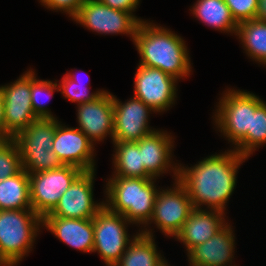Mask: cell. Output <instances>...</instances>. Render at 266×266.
<instances>
[{
	"instance_id": "e575fe53",
	"label": "cell",
	"mask_w": 266,
	"mask_h": 266,
	"mask_svg": "<svg viewBox=\"0 0 266 266\" xmlns=\"http://www.w3.org/2000/svg\"><path fill=\"white\" fill-rule=\"evenodd\" d=\"M0 266H12L0 253Z\"/></svg>"
},
{
	"instance_id": "5b68a950",
	"label": "cell",
	"mask_w": 266,
	"mask_h": 266,
	"mask_svg": "<svg viewBox=\"0 0 266 266\" xmlns=\"http://www.w3.org/2000/svg\"><path fill=\"white\" fill-rule=\"evenodd\" d=\"M40 224L32 209L0 210V253L12 266L30 252Z\"/></svg>"
},
{
	"instance_id": "f546056e",
	"label": "cell",
	"mask_w": 266,
	"mask_h": 266,
	"mask_svg": "<svg viewBox=\"0 0 266 266\" xmlns=\"http://www.w3.org/2000/svg\"><path fill=\"white\" fill-rule=\"evenodd\" d=\"M237 23L256 17L258 0H224Z\"/></svg>"
},
{
	"instance_id": "7a4b0ae2",
	"label": "cell",
	"mask_w": 266,
	"mask_h": 266,
	"mask_svg": "<svg viewBox=\"0 0 266 266\" xmlns=\"http://www.w3.org/2000/svg\"><path fill=\"white\" fill-rule=\"evenodd\" d=\"M133 42L141 56L139 65L160 69L177 80L190 74L189 53L181 36L141 21Z\"/></svg>"
},
{
	"instance_id": "5bb4252c",
	"label": "cell",
	"mask_w": 266,
	"mask_h": 266,
	"mask_svg": "<svg viewBox=\"0 0 266 266\" xmlns=\"http://www.w3.org/2000/svg\"><path fill=\"white\" fill-rule=\"evenodd\" d=\"M130 99L126 103H121L113 95V142H137L155 131L148 126V116L153 110L134 96Z\"/></svg>"
},
{
	"instance_id": "cb8c5ba5",
	"label": "cell",
	"mask_w": 266,
	"mask_h": 266,
	"mask_svg": "<svg viewBox=\"0 0 266 266\" xmlns=\"http://www.w3.org/2000/svg\"><path fill=\"white\" fill-rule=\"evenodd\" d=\"M115 145L113 176L127 178H152L142 164L139 141L137 142H113Z\"/></svg>"
},
{
	"instance_id": "9c48e42d",
	"label": "cell",
	"mask_w": 266,
	"mask_h": 266,
	"mask_svg": "<svg viewBox=\"0 0 266 266\" xmlns=\"http://www.w3.org/2000/svg\"><path fill=\"white\" fill-rule=\"evenodd\" d=\"M100 34H129L134 40L141 19L132 13L113 9L98 0H87L73 18Z\"/></svg>"
},
{
	"instance_id": "ffe728a7",
	"label": "cell",
	"mask_w": 266,
	"mask_h": 266,
	"mask_svg": "<svg viewBox=\"0 0 266 266\" xmlns=\"http://www.w3.org/2000/svg\"><path fill=\"white\" fill-rule=\"evenodd\" d=\"M224 212L193 208L180 232L175 236L183 242L189 252L195 246L206 242L225 225Z\"/></svg>"
},
{
	"instance_id": "ba28073f",
	"label": "cell",
	"mask_w": 266,
	"mask_h": 266,
	"mask_svg": "<svg viewBox=\"0 0 266 266\" xmlns=\"http://www.w3.org/2000/svg\"><path fill=\"white\" fill-rule=\"evenodd\" d=\"M126 222L131 223L123 215L110 211L105 205L93 217L92 252L100 253L107 266H114L132 241L126 231Z\"/></svg>"
},
{
	"instance_id": "4fadbf2b",
	"label": "cell",
	"mask_w": 266,
	"mask_h": 266,
	"mask_svg": "<svg viewBox=\"0 0 266 266\" xmlns=\"http://www.w3.org/2000/svg\"><path fill=\"white\" fill-rule=\"evenodd\" d=\"M95 171H83L64 192L55 208L45 216L90 219L104 206L94 203L93 179Z\"/></svg>"
},
{
	"instance_id": "8fae6325",
	"label": "cell",
	"mask_w": 266,
	"mask_h": 266,
	"mask_svg": "<svg viewBox=\"0 0 266 266\" xmlns=\"http://www.w3.org/2000/svg\"><path fill=\"white\" fill-rule=\"evenodd\" d=\"M175 187L159 191L150 223L154 221L165 235L176 236L193 209L186 188L177 180Z\"/></svg>"
},
{
	"instance_id": "277c9868",
	"label": "cell",
	"mask_w": 266,
	"mask_h": 266,
	"mask_svg": "<svg viewBox=\"0 0 266 266\" xmlns=\"http://www.w3.org/2000/svg\"><path fill=\"white\" fill-rule=\"evenodd\" d=\"M56 127V118H38L13 138L20 151L22 168L29 174L64 165L52 150Z\"/></svg>"
},
{
	"instance_id": "f1b7e54d",
	"label": "cell",
	"mask_w": 266,
	"mask_h": 266,
	"mask_svg": "<svg viewBox=\"0 0 266 266\" xmlns=\"http://www.w3.org/2000/svg\"><path fill=\"white\" fill-rule=\"evenodd\" d=\"M62 84L59 83V91L64 95L65 98L69 99L72 102H77L83 104L90 102L98 98L104 91H97L96 93H90L87 90L88 88L80 86V83L76 75L67 73L62 78Z\"/></svg>"
},
{
	"instance_id": "ac0fdd59",
	"label": "cell",
	"mask_w": 266,
	"mask_h": 266,
	"mask_svg": "<svg viewBox=\"0 0 266 266\" xmlns=\"http://www.w3.org/2000/svg\"><path fill=\"white\" fill-rule=\"evenodd\" d=\"M227 223L206 242L188 252L190 266H227L234 257V235ZM233 256V257H232Z\"/></svg>"
},
{
	"instance_id": "d6986e66",
	"label": "cell",
	"mask_w": 266,
	"mask_h": 266,
	"mask_svg": "<svg viewBox=\"0 0 266 266\" xmlns=\"http://www.w3.org/2000/svg\"><path fill=\"white\" fill-rule=\"evenodd\" d=\"M42 226L65 244L83 252H92L94 245L93 218L73 219L44 216Z\"/></svg>"
},
{
	"instance_id": "d590c367",
	"label": "cell",
	"mask_w": 266,
	"mask_h": 266,
	"mask_svg": "<svg viewBox=\"0 0 266 266\" xmlns=\"http://www.w3.org/2000/svg\"><path fill=\"white\" fill-rule=\"evenodd\" d=\"M159 266H169V264H167V261L163 260Z\"/></svg>"
},
{
	"instance_id": "1f68e13d",
	"label": "cell",
	"mask_w": 266,
	"mask_h": 266,
	"mask_svg": "<svg viewBox=\"0 0 266 266\" xmlns=\"http://www.w3.org/2000/svg\"><path fill=\"white\" fill-rule=\"evenodd\" d=\"M110 8L132 13L135 11L140 0H98Z\"/></svg>"
},
{
	"instance_id": "e0dca14e",
	"label": "cell",
	"mask_w": 266,
	"mask_h": 266,
	"mask_svg": "<svg viewBox=\"0 0 266 266\" xmlns=\"http://www.w3.org/2000/svg\"><path fill=\"white\" fill-rule=\"evenodd\" d=\"M172 137L161 131H153L139 140V151H141L142 164L146 172L156 180L161 173H166L168 168L174 170L175 180H178L179 167L171 166Z\"/></svg>"
},
{
	"instance_id": "4316f807",
	"label": "cell",
	"mask_w": 266,
	"mask_h": 266,
	"mask_svg": "<svg viewBox=\"0 0 266 266\" xmlns=\"http://www.w3.org/2000/svg\"><path fill=\"white\" fill-rule=\"evenodd\" d=\"M55 90L59 91V86L56 82L38 80L31 69V104L32 110L37 118H55L44 106V100H41L43 94H47V97H51Z\"/></svg>"
},
{
	"instance_id": "2e32d148",
	"label": "cell",
	"mask_w": 266,
	"mask_h": 266,
	"mask_svg": "<svg viewBox=\"0 0 266 266\" xmlns=\"http://www.w3.org/2000/svg\"><path fill=\"white\" fill-rule=\"evenodd\" d=\"M77 118L81 130L92 142L102 141L107 135L113 139V95L103 92L93 101L78 105Z\"/></svg>"
},
{
	"instance_id": "44dd1931",
	"label": "cell",
	"mask_w": 266,
	"mask_h": 266,
	"mask_svg": "<svg viewBox=\"0 0 266 266\" xmlns=\"http://www.w3.org/2000/svg\"><path fill=\"white\" fill-rule=\"evenodd\" d=\"M150 230L136 234L114 266H159L164 260L157 252Z\"/></svg>"
},
{
	"instance_id": "9a60e30c",
	"label": "cell",
	"mask_w": 266,
	"mask_h": 266,
	"mask_svg": "<svg viewBox=\"0 0 266 266\" xmlns=\"http://www.w3.org/2000/svg\"><path fill=\"white\" fill-rule=\"evenodd\" d=\"M94 142L81 130L62 126L57 120L52 150L64 165H72L82 171H93Z\"/></svg>"
},
{
	"instance_id": "8992f818",
	"label": "cell",
	"mask_w": 266,
	"mask_h": 266,
	"mask_svg": "<svg viewBox=\"0 0 266 266\" xmlns=\"http://www.w3.org/2000/svg\"><path fill=\"white\" fill-rule=\"evenodd\" d=\"M263 101L253 93L228 90L217 106L215 123L221 133L236 145L251 130V112Z\"/></svg>"
},
{
	"instance_id": "3957f363",
	"label": "cell",
	"mask_w": 266,
	"mask_h": 266,
	"mask_svg": "<svg viewBox=\"0 0 266 266\" xmlns=\"http://www.w3.org/2000/svg\"><path fill=\"white\" fill-rule=\"evenodd\" d=\"M106 186L109 199L104 205L110 211L123 215L131 223L149 224L159 192L153 178L112 176Z\"/></svg>"
},
{
	"instance_id": "d6a6232c",
	"label": "cell",
	"mask_w": 266,
	"mask_h": 266,
	"mask_svg": "<svg viewBox=\"0 0 266 266\" xmlns=\"http://www.w3.org/2000/svg\"><path fill=\"white\" fill-rule=\"evenodd\" d=\"M11 138L12 137L5 131L4 128V98L0 89V142Z\"/></svg>"
},
{
	"instance_id": "484cf974",
	"label": "cell",
	"mask_w": 266,
	"mask_h": 266,
	"mask_svg": "<svg viewBox=\"0 0 266 266\" xmlns=\"http://www.w3.org/2000/svg\"><path fill=\"white\" fill-rule=\"evenodd\" d=\"M266 144V103L251 112V130L235 145V151L247 158L257 147Z\"/></svg>"
},
{
	"instance_id": "30bf717a",
	"label": "cell",
	"mask_w": 266,
	"mask_h": 266,
	"mask_svg": "<svg viewBox=\"0 0 266 266\" xmlns=\"http://www.w3.org/2000/svg\"><path fill=\"white\" fill-rule=\"evenodd\" d=\"M0 89L4 98V128L14 138L38 119L31 104V70Z\"/></svg>"
},
{
	"instance_id": "52a82bcc",
	"label": "cell",
	"mask_w": 266,
	"mask_h": 266,
	"mask_svg": "<svg viewBox=\"0 0 266 266\" xmlns=\"http://www.w3.org/2000/svg\"><path fill=\"white\" fill-rule=\"evenodd\" d=\"M83 171L72 165L29 174L32 210L42 218L58 204L59 199Z\"/></svg>"
},
{
	"instance_id": "d4e9b609",
	"label": "cell",
	"mask_w": 266,
	"mask_h": 266,
	"mask_svg": "<svg viewBox=\"0 0 266 266\" xmlns=\"http://www.w3.org/2000/svg\"><path fill=\"white\" fill-rule=\"evenodd\" d=\"M236 35L248 56L266 65V22L257 19L240 22Z\"/></svg>"
},
{
	"instance_id": "603a6c76",
	"label": "cell",
	"mask_w": 266,
	"mask_h": 266,
	"mask_svg": "<svg viewBox=\"0 0 266 266\" xmlns=\"http://www.w3.org/2000/svg\"><path fill=\"white\" fill-rule=\"evenodd\" d=\"M191 11L208 26L224 32L237 33L238 23L224 0H197Z\"/></svg>"
},
{
	"instance_id": "6da1fadb",
	"label": "cell",
	"mask_w": 266,
	"mask_h": 266,
	"mask_svg": "<svg viewBox=\"0 0 266 266\" xmlns=\"http://www.w3.org/2000/svg\"><path fill=\"white\" fill-rule=\"evenodd\" d=\"M245 159L233 149L206 157L191 168L179 165L178 181L186 188L193 208L205 204L223 212L236 185L237 169Z\"/></svg>"
},
{
	"instance_id": "7402d4cb",
	"label": "cell",
	"mask_w": 266,
	"mask_h": 266,
	"mask_svg": "<svg viewBox=\"0 0 266 266\" xmlns=\"http://www.w3.org/2000/svg\"><path fill=\"white\" fill-rule=\"evenodd\" d=\"M31 208L29 173L23 168L15 175L0 180V210Z\"/></svg>"
},
{
	"instance_id": "836d02e7",
	"label": "cell",
	"mask_w": 266,
	"mask_h": 266,
	"mask_svg": "<svg viewBox=\"0 0 266 266\" xmlns=\"http://www.w3.org/2000/svg\"><path fill=\"white\" fill-rule=\"evenodd\" d=\"M255 19L266 22V0H258Z\"/></svg>"
},
{
	"instance_id": "7c38bea8",
	"label": "cell",
	"mask_w": 266,
	"mask_h": 266,
	"mask_svg": "<svg viewBox=\"0 0 266 266\" xmlns=\"http://www.w3.org/2000/svg\"><path fill=\"white\" fill-rule=\"evenodd\" d=\"M177 79L157 68L138 65L134 79V97L153 112H162L175 103Z\"/></svg>"
},
{
	"instance_id": "4dcf8cb0",
	"label": "cell",
	"mask_w": 266,
	"mask_h": 266,
	"mask_svg": "<svg viewBox=\"0 0 266 266\" xmlns=\"http://www.w3.org/2000/svg\"><path fill=\"white\" fill-rule=\"evenodd\" d=\"M44 7L64 11L69 14L72 18L78 13L79 8L87 1V0H40Z\"/></svg>"
},
{
	"instance_id": "83f0119b",
	"label": "cell",
	"mask_w": 266,
	"mask_h": 266,
	"mask_svg": "<svg viewBox=\"0 0 266 266\" xmlns=\"http://www.w3.org/2000/svg\"><path fill=\"white\" fill-rule=\"evenodd\" d=\"M22 169L20 151L13 138L0 142V180Z\"/></svg>"
}]
</instances>
